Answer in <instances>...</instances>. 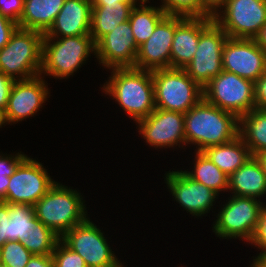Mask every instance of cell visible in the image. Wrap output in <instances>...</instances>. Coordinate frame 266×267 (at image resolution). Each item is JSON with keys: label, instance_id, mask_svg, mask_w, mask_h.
<instances>
[{"label": "cell", "instance_id": "cell-1", "mask_svg": "<svg viewBox=\"0 0 266 267\" xmlns=\"http://www.w3.org/2000/svg\"><path fill=\"white\" fill-rule=\"evenodd\" d=\"M186 144H195L196 151L230 142L238 136L239 119L204 98L185 114Z\"/></svg>", "mask_w": 266, "mask_h": 267}, {"label": "cell", "instance_id": "cell-2", "mask_svg": "<svg viewBox=\"0 0 266 267\" xmlns=\"http://www.w3.org/2000/svg\"><path fill=\"white\" fill-rule=\"evenodd\" d=\"M112 70L103 92L112 96L135 122L148 117L156 108L152 71L134 67Z\"/></svg>", "mask_w": 266, "mask_h": 267}, {"label": "cell", "instance_id": "cell-3", "mask_svg": "<svg viewBox=\"0 0 266 267\" xmlns=\"http://www.w3.org/2000/svg\"><path fill=\"white\" fill-rule=\"evenodd\" d=\"M84 202L76 189L56 182L33 207L36 218L62 238L87 218Z\"/></svg>", "mask_w": 266, "mask_h": 267}, {"label": "cell", "instance_id": "cell-4", "mask_svg": "<svg viewBox=\"0 0 266 267\" xmlns=\"http://www.w3.org/2000/svg\"><path fill=\"white\" fill-rule=\"evenodd\" d=\"M90 52H96L91 35L44 37L40 75L44 73L57 79L68 78L91 56Z\"/></svg>", "mask_w": 266, "mask_h": 267}, {"label": "cell", "instance_id": "cell-5", "mask_svg": "<svg viewBox=\"0 0 266 267\" xmlns=\"http://www.w3.org/2000/svg\"><path fill=\"white\" fill-rule=\"evenodd\" d=\"M43 38L38 31L18 27L0 50V71L14 80L40 75Z\"/></svg>", "mask_w": 266, "mask_h": 267}, {"label": "cell", "instance_id": "cell-6", "mask_svg": "<svg viewBox=\"0 0 266 267\" xmlns=\"http://www.w3.org/2000/svg\"><path fill=\"white\" fill-rule=\"evenodd\" d=\"M155 107L185 114L203 98V88L184 69L152 71Z\"/></svg>", "mask_w": 266, "mask_h": 267}, {"label": "cell", "instance_id": "cell-7", "mask_svg": "<svg viewBox=\"0 0 266 267\" xmlns=\"http://www.w3.org/2000/svg\"><path fill=\"white\" fill-rule=\"evenodd\" d=\"M204 99L238 119L255 109L254 82L222 71L203 89Z\"/></svg>", "mask_w": 266, "mask_h": 267}, {"label": "cell", "instance_id": "cell-8", "mask_svg": "<svg viewBox=\"0 0 266 267\" xmlns=\"http://www.w3.org/2000/svg\"><path fill=\"white\" fill-rule=\"evenodd\" d=\"M260 199L232 195L220 209L212 227L217 237L250 242L264 207Z\"/></svg>", "mask_w": 266, "mask_h": 267}, {"label": "cell", "instance_id": "cell-9", "mask_svg": "<svg viewBox=\"0 0 266 267\" xmlns=\"http://www.w3.org/2000/svg\"><path fill=\"white\" fill-rule=\"evenodd\" d=\"M219 9L213 20L230 38L254 39L266 24V0H226Z\"/></svg>", "mask_w": 266, "mask_h": 267}, {"label": "cell", "instance_id": "cell-10", "mask_svg": "<svg viewBox=\"0 0 266 267\" xmlns=\"http://www.w3.org/2000/svg\"><path fill=\"white\" fill-rule=\"evenodd\" d=\"M227 38L214 20L200 32L197 50L184 70L203 89L223 71V47Z\"/></svg>", "mask_w": 266, "mask_h": 267}, {"label": "cell", "instance_id": "cell-11", "mask_svg": "<svg viewBox=\"0 0 266 267\" xmlns=\"http://www.w3.org/2000/svg\"><path fill=\"white\" fill-rule=\"evenodd\" d=\"M61 240L86 262L87 267H122L103 232L87 217L72 227Z\"/></svg>", "mask_w": 266, "mask_h": 267}, {"label": "cell", "instance_id": "cell-12", "mask_svg": "<svg viewBox=\"0 0 266 267\" xmlns=\"http://www.w3.org/2000/svg\"><path fill=\"white\" fill-rule=\"evenodd\" d=\"M48 174L40 162L26 157L10 177L4 202L33 206L56 183Z\"/></svg>", "mask_w": 266, "mask_h": 267}, {"label": "cell", "instance_id": "cell-13", "mask_svg": "<svg viewBox=\"0 0 266 267\" xmlns=\"http://www.w3.org/2000/svg\"><path fill=\"white\" fill-rule=\"evenodd\" d=\"M222 68L255 82L266 72V53L254 39L228 37L223 47Z\"/></svg>", "mask_w": 266, "mask_h": 267}, {"label": "cell", "instance_id": "cell-14", "mask_svg": "<svg viewBox=\"0 0 266 267\" xmlns=\"http://www.w3.org/2000/svg\"><path fill=\"white\" fill-rule=\"evenodd\" d=\"M142 137L154 148H170L180 144L186 145L185 116L183 113L155 108L143 119L136 122ZM179 143V144H178Z\"/></svg>", "mask_w": 266, "mask_h": 267}, {"label": "cell", "instance_id": "cell-15", "mask_svg": "<svg viewBox=\"0 0 266 267\" xmlns=\"http://www.w3.org/2000/svg\"><path fill=\"white\" fill-rule=\"evenodd\" d=\"M95 45L96 58L104 68L134 67L139 47L135 43L129 20L120 23Z\"/></svg>", "mask_w": 266, "mask_h": 267}, {"label": "cell", "instance_id": "cell-16", "mask_svg": "<svg viewBox=\"0 0 266 267\" xmlns=\"http://www.w3.org/2000/svg\"><path fill=\"white\" fill-rule=\"evenodd\" d=\"M47 87L41 75L27 80H15L7 108L3 112L5 124H14L29 118V116H34L49 98V88Z\"/></svg>", "mask_w": 266, "mask_h": 267}, {"label": "cell", "instance_id": "cell-17", "mask_svg": "<svg viewBox=\"0 0 266 267\" xmlns=\"http://www.w3.org/2000/svg\"><path fill=\"white\" fill-rule=\"evenodd\" d=\"M165 183L173 198L193 216L208 213L218 194L204 184L190 178L185 171H169L165 173ZM216 198V199H215Z\"/></svg>", "mask_w": 266, "mask_h": 267}, {"label": "cell", "instance_id": "cell-18", "mask_svg": "<svg viewBox=\"0 0 266 267\" xmlns=\"http://www.w3.org/2000/svg\"><path fill=\"white\" fill-rule=\"evenodd\" d=\"M175 34V16L166 15L151 36L139 46L134 68L146 71L170 68L171 44Z\"/></svg>", "mask_w": 266, "mask_h": 267}, {"label": "cell", "instance_id": "cell-19", "mask_svg": "<svg viewBox=\"0 0 266 267\" xmlns=\"http://www.w3.org/2000/svg\"><path fill=\"white\" fill-rule=\"evenodd\" d=\"M213 17L175 16V34L171 44L170 68L184 69L194 57L200 32Z\"/></svg>", "mask_w": 266, "mask_h": 267}, {"label": "cell", "instance_id": "cell-20", "mask_svg": "<svg viewBox=\"0 0 266 267\" xmlns=\"http://www.w3.org/2000/svg\"><path fill=\"white\" fill-rule=\"evenodd\" d=\"M91 0H65L63 7L44 37L90 35Z\"/></svg>", "mask_w": 266, "mask_h": 267}, {"label": "cell", "instance_id": "cell-21", "mask_svg": "<svg viewBox=\"0 0 266 267\" xmlns=\"http://www.w3.org/2000/svg\"><path fill=\"white\" fill-rule=\"evenodd\" d=\"M228 190L235 196L255 199L266 195V175L255 156L228 177Z\"/></svg>", "mask_w": 266, "mask_h": 267}, {"label": "cell", "instance_id": "cell-22", "mask_svg": "<svg viewBox=\"0 0 266 267\" xmlns=\"http://www.w3.org/2000/svg\"><path fill=\"white\" fill-rule=\"evenodd\" d=\"M137 2H115L112 4H92L90 35L95 44L120 23L130 18Z\"/></svg>", "mask_w": 266, "mask_h": 267}, {"label": "cell", "instance_id": "cell-23", "mask_svg": "<svg viewBox=\"0 0 266 267\" xmlns=\"http://www.w3.org/2000/svg\"><path fill=\"white\" fill-rule=\"evenodd\" d=\"M65 0H25L18 27L45 34L64 5Z\"/></svg>", "mask_w": 266, "mask_h": 267}, {"label": "cell", "instance_id": "cell-24", "mask_svg": "<svg viewBox=\"0 0 266 267\" xmlns=\"http://www.w3.org/2000/svg\"><path fill=\"white\" fill-rule=\"evenodd\" d=\"M202 152L228 176L252 156L248 146L239 135L230 142L207 147Z\"/></svg>", "mask_w": 266, "mask_h": 267}, {"label": "cell", "instance_id": "cell-25", "mask_svg": "<svg viewBox=\"0 0 266 267\" xmlns=\"http://www.w3.org/2000/svg\"><path fill=\"white\" fill-rule=\"evenodd\" d=\"M238 135L252 156L266 150V110L253 109L239 118Z\"/></svg>", "mask_w": 266, "mask_h": 267}, {"label": "cell", "instance_id": "cell-26", "mask_svg": "<svg viewBox=\"0 0 266 267\" xmlns=\"http://www.w3.org/2000/svg\"><path fill=\"white\" fill-rule=\"evenodd\" d=\"M140 3L131 11L129 22L136 45L139 47L153 33L157 24L167 15L161 7Z\"/></svg>", "mask_w": 266, "mask_h": 267}, {"label": "cell", "instance_id": "cell-27", "mask_svg": "<svg viewBox=\"0 0 266 267\" xmlns=\"http://www.w3.org/2000/svg\"><path fill=\"white\" fill-rule=\"evenodd\" d=\"M194 171L185 173L195 181L204 184L217 194L228 191V175L222 172L202 151H196Z\"/></svg>", "mask_w": 266, "mask_h": 267}, {"label": "cell", "instance_id": "cell-28", "mask_svg": "<svg viewBox=\"0 0 266 267\" xmlns=\"http://www.w3.org/2000/svg\"><path fill=\"white\" fill-rule=\"evenodd\" d=\"M9 205L10 241H19L28 238L33 228L40 222L35 216L33 206L28 204Z\"/></svg>", "mask_w": 266, "mask_h": 267}, {"label": "cell", "instance_id": "cell-29", "mask_svg": "<svg viewBox=\"0 0 266 267\" xmlns=\"http://www.w3.org/2000/svg\"><path fill=\"white\" fill-rule=\"evenodd\" d=\"M60 239L51 229L39 222L21 243L33 255H52Z\"/></svg>", "mask_w": 266, "mask_h": 267}, {"label": "cell", "instance_id": "cell-30", "mask_svg": "<svg viewBox=\"0 0 266 267\" xmlns=\"http://www.w3.org/2000/svg\"><path fill=\"white\" fill-rule=\"evenodd\" d=\"M160 7L167 15L182 17H213L201 0H163Z\"/></svg>", "mask_w": 266, "mask_h": 267}, {"label": "cell", "instance_id": "cell-31", "mask_svg": "<svg viewBox=\"0 0 266 267\" xmlns=\"http://www.w3.org/2000/svg\"><path fill=\"white\" fill-rule=\"evenodd\" d=\"M33 254L19 241H8L1 247V265L25 267Z\"/></svg>", "mask_w": 266, "mask_h": 267}, {"label": "cell", "instance_id": "cell-32", "mask_svg": "<svg viewBox=\"0 0 266 267\" xmlns=\"http://www.w3.org/2000/svg\"><path fill=\"white\" fill-rule=\"evenodd\" d=\"M27 157V155L16 153V155L0 154V201L6 200V192L10 177L14 174L17 166Z\"/></svg>", "mask_w": 266, "mask_h": 267}, {"label": "cell", "instance_id": "cell-33", "mask_svg": "<svg viewBox=\"0 0 266 267\" xmlns=\"http://www.w3.org/2000/svg\"><path fill=\"white\" fill-rule=\"evenodd\" d=\"M55 267H87L84 259L70 249L61 239L52 253Z\"/></svg>", "mask_w": 266, "mask_h": 267}, {"label": "cell", "instance_id": "cell-34", "mask_svg": "<svg viewBox=\"0 0 266 267\" xmlns=\"http://www.w3.org/2000/svg\"><path fill=\"white\" fill-rule=\"evenodd\" d=\"M249 243L255 245V247L257 246L258 249H261L259 255L253 259V264H251L252 267L266 253V204L260 214L254 236Z\"/></svg>", "mask_w": 266, "mask_h": 267}, {"label": "cell", "instance_id": "cell-35", "mask_svg": "<svg viewBox=\"0 0 266 267\" xmlns=\"http://www.w3.org/2000/svg\"><path fill=\"white\" fill-rule=\"evenodd\" d=\"M25 0H0V14L10 20L20 22Z\"/></svg>", "mask_w": 266, "mask_h": 267}, {"label": "cell", "instance_id": "cell-36", "mask_svg": "<svg viewBox=\"0 0 266 267\" xmlns=\"http://www.w3.org/2000/svg\"><path fill=\"white\" fill-rule=\"evenodd\" d=\"M9 205L0 201V248L10 241Z\"/></svg>", "mask_w": 266, "mask_h": 267}, {"label": "cell", "instance_id": "cell-37", "mask_svg": "<svg viewBox=\"0 0 266 267\" xmlns=\"http://www.w3.org/2000/svg\"><path fill=\"white\" fill-rule=\"evenodd\" d=\"M15 80L0 71V112H4L8 105L11 89Z\"/></svg>", "mask_w": 266, "mask_h": 267}, {"label": "cell", "instance_id": "cell-38", "mask_svg": "<svg viewBox=\"0 0 266 267\" xmlns=\"http://www.w3.org/2000/svg\"><path fill=\"white\" fill-rule=\"evenodd\" d=\"M18 24L0 14V50L9 42Z\"/></svg>", "mask_w": 266, "mask_h": 267}, {"label": "cell", "instance_id": "cell-39", "mask_svg": "<svg viewBox=\"0 0 266 267\" xmlns=\"http://www.w3.org/2000/svg\"><path fill=\"white\" fill-rule=\"evenodd\" d=\"M255 108L266 110V72L254 82Z\"/></svg>", "mask_w": 266, "mask_h": 267}, {"label": "cell", "instance_id": "cell-40", "mask_svg": "<svg viewBox=\"0 0 266 267\" xmlns=\"http://www.w3.org/2000/svg\"><path fill=\"white\" fill-rule=\"evenodd\" d=\"M25 267H55L52 255H33Z\"/></svg>", "mask_w": 266, "mask_h": 267}, {"label": "cell", "instance_id": "cell-41", "mask_svg": "<svg viewBox=\"0 0 266 267\" xmlns=\"http://www.w3.org/2000/svg\"><path fill=\"white\" fill-rule=\"evenodd\" d=\"M202 5L213 15L226 0H201Z\"/></svg>", "mask_w": 266, "mask_h": 267}, {"label": "cell", "instance_id": "cell-42", "mask_svg": "<svg viewBox=\"0 0 266 267\" xmlns=\"http://www.w3.org/2000/svg\"><path fill=\"white\" fill-rule=\"evenodd\" d=\"M258 46L266 53V24L260 29L258 34L254 37Z\"/></svg>", "mask_w": 266, "mask_h": 267}, {"label": "cell", "instance_id": "cell-43", "mask_svg": "<svg viewBox=\"0 0 266 267\" xmlns=\"http://www.w3.org/2000/svg\"><path fill=\"white\" fill-rule=\"evenodd\" d=\"M255 157L259 161L262 170L266 175V150L256 154Z\"/></svg>", "mask_w": 266, "mask_h": 267}, {"label": "cell", "instance_id": "cell-44", "mask_svg": "<svg viewBox=\"0 0 266 267\" xmlns=\"http://www.w3.org/2000/svg\"><path fill=\"white\" fill-rule=\"evenodd\" d=\"M92 4H112L115 2H137L136 0H91Z\"/></svg>", "mask_w": 266, "mask_h": 267}, {"label": "cell", "instance_id": "cell-45", "mask_svg": "<svg viewBox=\"0 0 266 267\" xmlns=\"http://www.w3.org/2000/svg\"><path fill=\"white\" fill-rule=\"evenodd\" d=\"M252 267H266V253Z\"/></svg>", "mask_w": 266, "mask_h": 267}, {"label": "cell", "instance_id": "cell-46", "mask_svg": "<svg viewBox=\"0 0 266 267\" xmlns=\"http://www.w3.org/2000/svg\"><path fill=\"white\" fill-rule=\"evenodd\" d=\"M2 125L5 126V122H4V119H3V113L0 112V128L2 127Z\"/></svg>", "mask_w": 266, "mask_h": 267}, {"label": "cell", "instance_id": "cell-47", "mask_svg": "<svg viewBox=\"0 0 266 267\" xmlns=\"http://www.w3.org/2000/svg\"><path fill=\"white\" fill-rule=\"evenodd\" d=\"M136 1H140L141 3H147V2H149V0H136Z\"/></svg>", "mask_w": 266, "mask_h": 267}, {"label": "cell", "instance_id": "cell-48", "mask_svg": "<svg viewBox=\"0 0 266 267\" xmlns=\"http://www.w3.org/2000/svg\"><path fill=\"white\" fill-rule=\"evenodd\" d=\"M0 266H1V248H0Z\"/></svg>", "mask_w": 266, "mask_h": 267}]
</instances>
